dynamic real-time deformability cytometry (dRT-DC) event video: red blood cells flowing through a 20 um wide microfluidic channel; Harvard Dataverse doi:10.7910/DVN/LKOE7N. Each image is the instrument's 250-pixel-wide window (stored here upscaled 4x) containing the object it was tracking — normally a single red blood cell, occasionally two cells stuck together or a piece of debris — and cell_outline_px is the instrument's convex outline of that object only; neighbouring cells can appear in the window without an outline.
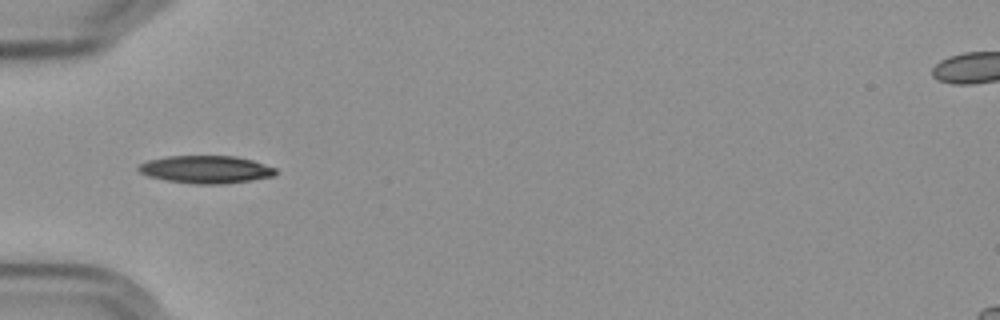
{"species": "Egyptian fruit bat (a non-hibernating species)", "species_latin": "Rousettus aegyptiacus", "temperature_condition": "cold", "stored_images_in_passage": 7, "camera_frame_rate_fps": 3000, "um_per_image_px": 0.085, "frame": {"image": 1, "passage_image": 5, "time_ms": 5.0, "image_size_px": [1000, 320], "cell_outline_px": [[276, 172], [272, 176], [252, 180], [224, 184], [192, 184], [168, 180], [148, 176], [140, 172], [136, 168], [140, 164], [148, 160], [168, 156], [236, 156], [252, 160], [276, 168]], "centroid_in_image_um": [17.49, 14.4], "position_along_channel_um": 67.5, "area_um2": 22.02}}
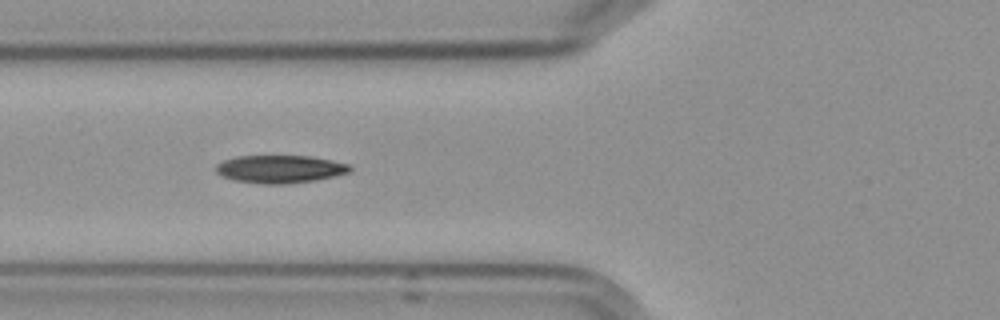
{"frame": {"image": 2, "passage_image": 6, "time_ms": 6.0, "image_size_px": [1000, 320], "cell_outline_px": [[352, 168], [348, 172], [332, 176], [312, 180], [284, 184], [264, 184], [236, 180], [224, 176], [216, 172], [216, 164], [224, 160], [236, 156], [312, 156], [332, 160], [348, 164]], "centroid_in_image_um": [23.78, 14.36], "position_along_channel_um": 102.0, "area_um2": 21.39}}
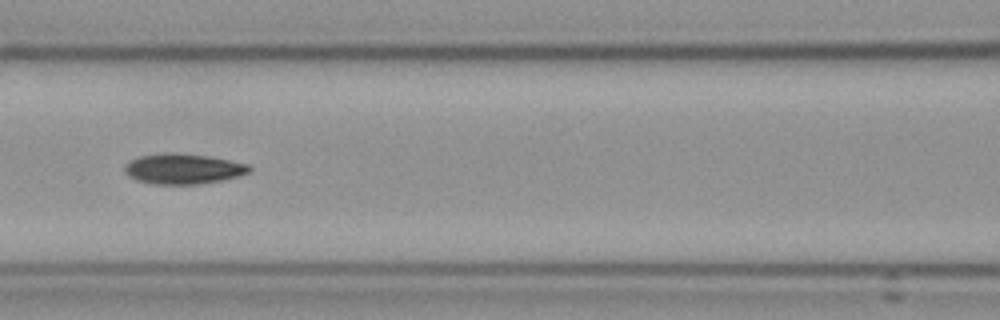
{"frame": {"image": 3, "passage_image": 7, "time_ms": 7.333, "image_size_px": [1000, 320], "cell_outline_px": [[252, 168], [248, 172], [236, 176], [220, 180], [196, 184], [152, 184], [136, 180], [128, 176], [124, 172], [124, 168], [132, 160], [140, 156], [204, 156], [228, 160], [248, 164]], "centroid_in_image_um": [15.57, 14.41], "position_along_channel_um": 151.0, "area_um2": 20.63}}